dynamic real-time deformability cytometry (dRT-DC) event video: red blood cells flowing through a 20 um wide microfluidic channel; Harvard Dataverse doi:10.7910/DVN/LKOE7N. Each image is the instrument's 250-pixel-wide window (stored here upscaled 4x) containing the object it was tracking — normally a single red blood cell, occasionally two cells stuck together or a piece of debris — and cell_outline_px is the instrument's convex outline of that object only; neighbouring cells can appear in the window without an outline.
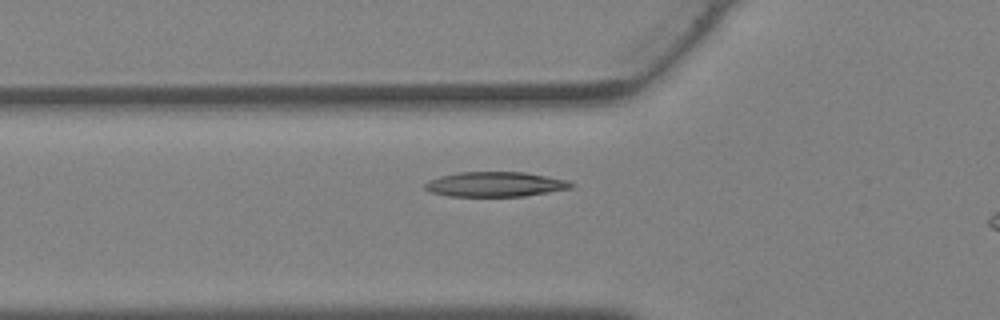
{"species": "Egyptian fruit bat (a non-hibernating species)", "species_latin": "Rousettus aegyptiacus", "temperature_condition": "warm", "stored_images_in_passage": 29, "camera_frame_rate_fps": 3000, "um_per_image_px": 0.085, "animal": {"sex": "female"}, "frame": {"image": 1, "passage_image": 8, "time_ms": 2.333, "image_size_px": [1000, 320], "cell_outline_px": [[576, 184], [572, 188], [524, 196], [448, 196], [428, 192], [424, 188], [424, 184], [428, 180], [440, 176], [460, 172], [524, 172], [568, 180]], "centroid_in_image_um": [42.08, 15.66], "position_along_channel_um": 83.7, "area_um2": 21.27}}
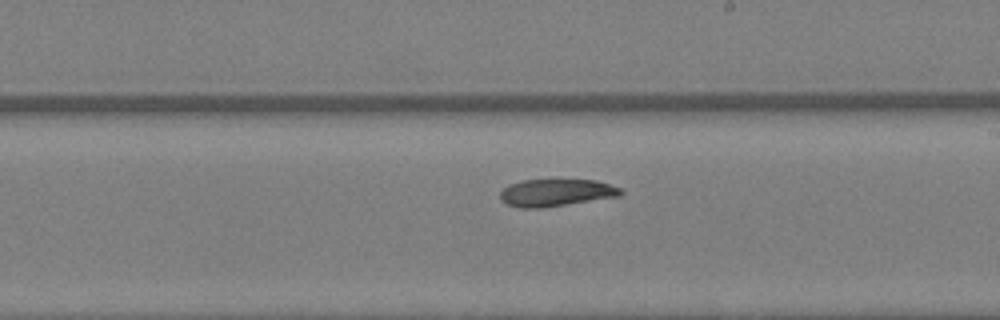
{"frame": {"image": 2, "passage_image": 17, "time_ms": 5.333, "image_size_px": [1000, 320], "cell_outline_px": [[624, 192], [620, 196], [544, 208], [520, 208], [508, 204], [500, 200], [500, 192], [508, 184], [524, 180], [596, 180], [620, 188]], "centroid_in_image_um": [47.25, 16.38], "position_along_channel_um": 241.7, "area_um2": 19.19}}
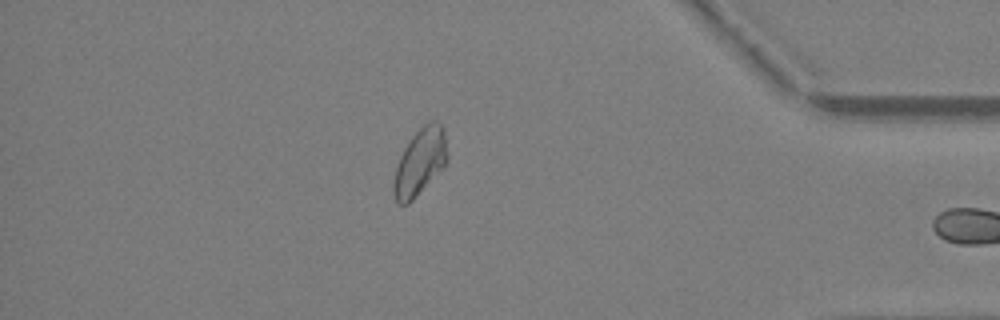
{"frame": {"image": 3, "passage_image": 28, "time_ms": 9.0, "image_size_px": [1000, 320], "cell_outline_px": [[448, 160], [444, 168], [408, 204], [396, 204], [392, 188], [392, 184], [396, 168], [400, 156], [408, 140], [428, 120], [436, 120], [444, 128], [448, 156]], "centroid_in_image_um": [35.71, 13.76], "position_along_channel_um": 399.5, "area_um2": 21.15}}